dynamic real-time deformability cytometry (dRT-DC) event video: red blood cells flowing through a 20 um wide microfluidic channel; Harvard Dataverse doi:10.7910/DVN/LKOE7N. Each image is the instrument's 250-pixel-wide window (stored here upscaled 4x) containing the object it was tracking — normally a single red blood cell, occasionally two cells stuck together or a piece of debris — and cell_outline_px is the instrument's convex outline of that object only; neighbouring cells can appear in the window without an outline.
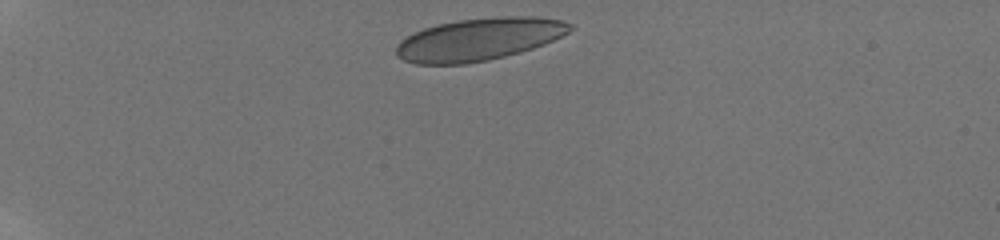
{"species": "human", "species_latin": "Homo sapiens", "temperature_condition": "room temperature", "stored_images_in_passage": 48, "camera_frame_rate_fps": 3000, "um_per_image_px": 0.085, "donor": {"sex": "male"}, "frame": {"image": 1, "passage_image": 1, "time_ms": 0.0, "image_size_px": [1000, 240], "cell_outline_px": [[576, 28], [544, 44], [520, 52], [488, 60], [464, 64], [416, 64], [404, 60], [396, 56], [396, 44], [400, 40], [424, 28], [436, 24], [456, 20], [504, 16], [540, 16], [560, 20], [572, 24]], "centroid_in_image_um": [40.71, 3.33], "position_along_channel_um": 44.3, "area_um2": 43.06}}
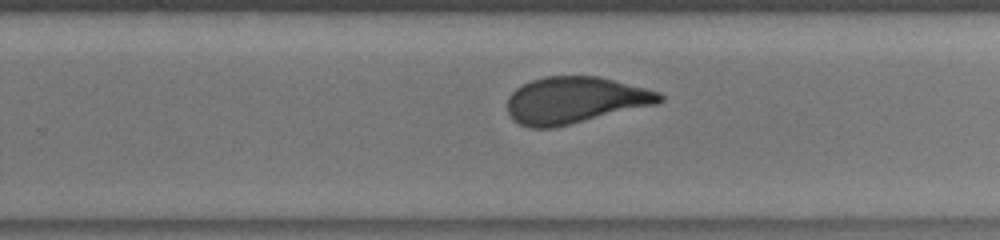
{"frame": {"image": 2, "passage_image": 28, "time_ms": 7.667, "image_size_px": [1000, 240], "cell_outline_px": [[664, 100], [656, 104], [552, 128], [528, 128], [512, 120], [508, 116], [508, 96], [516, 88], [532, 80], [544, 76], [600, 76], [660, 92], [664, 96]], "centroid_in_image_um": [48.85, 8.51], "position_along_channel_um": 281.0, "area_um2": 41.33}}
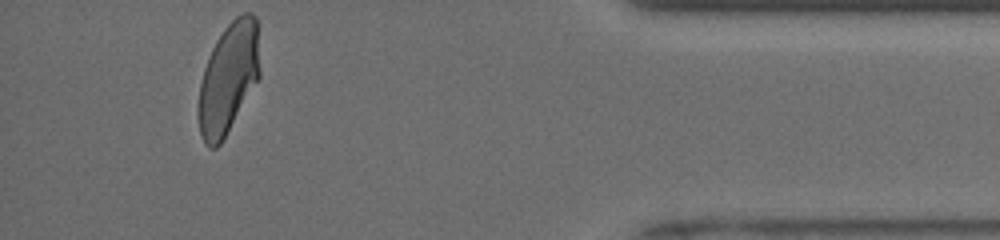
{"frame": {"image": 3, "passage_image": 46, "time_ms": 12.0, "image_size_px": [1000, 240], "cell_outline_px": [[260, 76], [220, 144], [216, 148], [208, 148], [204, 144], [200, 136], [196, 112], [196, 108], [200, 84], [204, 68], [208, 56], [216, 40], [224, 28], [236, 16], [244, 12], [252, 12], [256, 16], [260, 72]], "centroid_in_image_um": [19.38, 6.66], "position_along_channel_um": 415.8, "area_um2": 39.82}, "authors_computed_cell_mechanics": {"area_um2": 41.905, "velocity_mm_per_s": 3.9398, "shape_relaxation_time_tau1_ms": 8.4362, "shape_relaxation_time_tau2_ms": null, "deformation_change_tau1": 0.2043, "deformation_change_tau2": null}}